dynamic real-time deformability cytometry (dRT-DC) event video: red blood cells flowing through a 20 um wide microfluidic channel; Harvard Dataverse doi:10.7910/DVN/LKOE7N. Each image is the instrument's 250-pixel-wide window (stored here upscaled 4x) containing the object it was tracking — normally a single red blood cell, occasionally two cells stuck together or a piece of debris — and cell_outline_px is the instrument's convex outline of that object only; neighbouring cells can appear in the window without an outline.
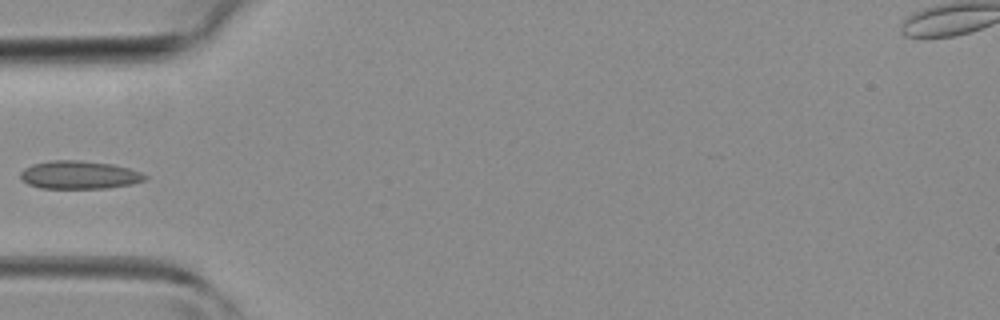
{"species": "common noctule bat (a hibernating species)", "species_latin": "Nyctalus noctula", "temperature_condition": "room temperature", "stored_images_in_passage": 3, "camera_frame_rate_fps": 3000, "um_per_image_px": 0.085, "animal": {"sex": "female", "body_mass_g": 19.3, "forearm_length_mm": 54.1}, "frame": {"image": 1, "passage_image": 1, "time_ms": 0.0, "image_size_px": [1000, 320], "cell_outline_px": [[148, 176], [144, 180], [132, 184], [108, 188], [40, 188], [28, 184], [20, 180], [20, 172], [24, 168], [32, 164], [52, 160], [80, 160], [112, 164], [128, 168], [140, 172]], "centroid_in_image_um": [6.7, 14.87], "position_along_channel_um": 78.3, "area_um2": 20.46}}